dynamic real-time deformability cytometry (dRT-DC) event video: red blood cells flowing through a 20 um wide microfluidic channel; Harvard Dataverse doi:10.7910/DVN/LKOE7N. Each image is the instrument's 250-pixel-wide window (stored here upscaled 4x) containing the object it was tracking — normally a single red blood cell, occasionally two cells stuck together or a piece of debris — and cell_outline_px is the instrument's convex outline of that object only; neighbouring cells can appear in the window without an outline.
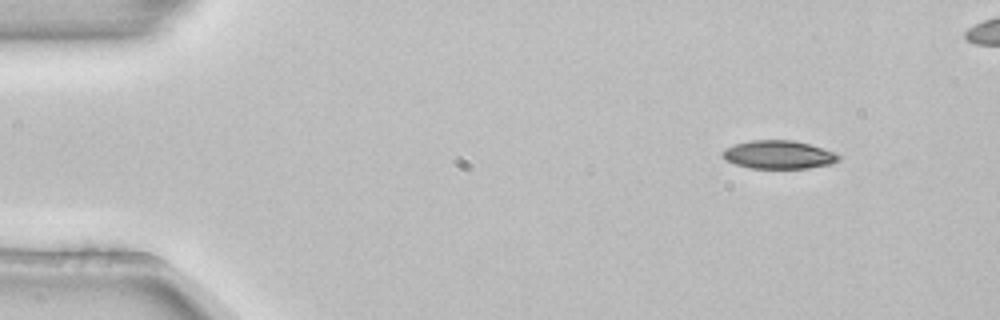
{"species": "common noctule bat (a hibernating species)", "species_latin": "Nyctalus noctula", "temperature_condition": "room temperature", "stored_images_in_passage": 4, "camera_frame_rate_fps": 3000, "um_per_image_px": 0.085, "animal": {"sex": "female", "body_mass_g": 22.7, "forearm_length_mm": 54.2}, "frame": {"image": 1, "passage_image": 1, "time_ms": 0.0, "image_size_px": [1000, 320], "cell_outline_px": [[840, 160], [828, 164], [808, 168], [748, 168], [724, 160], [720, 156], [720, 152], [724, 148], [736, 144], [752, 140], [792, 140], [808, 144], [836, 152], [840, 156]], "centroid_in_image_um": [66.13, 13.15], "position_along_channel_um": 18.9, "area_um2": 19.19}}